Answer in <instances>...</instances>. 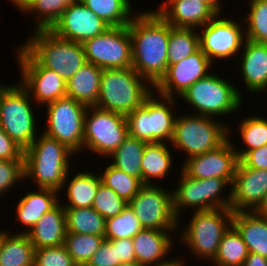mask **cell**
<instances>
[{
	"label": "cell",
	"mask_w": 267,
	"mask_h": 266,
	"mask_svg": "<svg viewBox=\"0 0 267 266\" xmlns=\"http://www.w3.org/2000/svg\"><path fill=\"white\" fill-rule=\"evenodd\" d=\"M239 161L247 168L267 169V144L248 151Z\"/></svg>",
	"instance_id": "cell-47"
},
{
	"label": "cell",
	"mask_w": 267,
	"mask_h": 266,
	"mask_svg": "<svg viewBox=\"0 0 267 266\" xmlns=\"http://www.w3.org/2000/svg\"><path fill=\"white\" fill-rule=\"evenodd\" d=\"M171 154L164 142L147 143L142 157V183L152 184L151 178H163L170 171ZM150 180V181H149Z\"/></svg>",
	"instance_id": "cell-29"
},
{
	"label": "cell",
	"mask_w": 267,
	"mask_h": 266,
	"mask_svg": "<svg viewBox=\"0 0 267 266\" xmlns=\"http://www.w3.org/2000/svg\"><path fill=\"white\" fill-rule=\"evenodd\" d=\"M38 191L27 193L18 202L17 219L29 227L28 231L21 233H28L46 212L59 203L57 196L59 191L51 188H38Z\"/></svg>",
	"instance_id": "cell-27"
},
{
	"label": "cell",
	"mask_w": 267,
	"mask_h": 266,
	"mask_svg": "<svg viewBox=\"0 0 267 266\" xmlns=\"http://www.w3.org/2000/svg\"><path fill=\"white\" fill-rule=\"evenodd\" d=\"M161 266H184L183 263L179 260H171L169 263L161 265Z\"/></svg>",
	"instance_id": "cell-54"
},
{
	"label": "cell",
	"mask_w": 267,
	"mask_h": 266,
	"mask_svg": "<svg viewBox=\"0 0 267 266\" xmlns=\"http://www.w3.org/2000/svg\"><path fill=\"white\" fill-rule=\"evenodd\" d=\"M254 212L261 214L263 216H267V191L264 195L261 205Z\"/></svg>",
	"instance_id": "cell-52"
},
{
	"label": "cell",
	"mask_w": 267,
	"mask_h": 266,
	"mask_svg": "<svg viewBox=\"0 0 267 266\" xmlns=\"http://www.w3.org/2000/svg\"><path fill=\"white\" fill-rule=\"evenodd\" d=\"M102 182L100 175L90 172H80L70 180L67 188L69 203L64 208H86L92 207L98 187Z\"/></svg>",
	"instance_id": "cell-31"
},
{
	"label": "cell",
	"mask_w": 267,
	"mask_h": 266,
	"mask_svg": "<svg viewBox=\"0 0 267 266\" xmlns=\"http://www.w3.org/2000/svg\"><path fill=\"white\" fill-rule=\"evenodd\" d=\"M229 139L218 149L186 159L182 172L194 179L221 178L231 185L239 162Z\"/></svg>",
	"instance_id": "cell-16"
},
{
	"label": "cell",
	"mask_w": 267,
	"mask_h": 266,
	"mask_svg": "<svg viewBox=\"0 0 267 266\" xmlns=\"http://www.w3.org/2000/svg\"><path fill=\"white\" fill-rule=\"evenodd\" d=\"M212 118L198 114L176 117L171 143L187 152V158L218 149L229 139L230 130Z\"/></svg>",
	"instance_id": "cell-5"
},
{
	"label": "cell",
	"mask_w": 267,
	"mask_h": 266,
	"mask_svg": "<svg viewBox=\"0 0 267 266\" xmlns=\"http://www.w3.org/2000/svg\"><path fill=\"white\" fill-rule=\"evenodd\" d=\"M38 138L24 151L25 178H33L38 188L60 192L68 177L69 157L74 152L44 133Z\"/></svg>",
	"instance_id": "cell-2"
},
{
	"label": "cell",
	"mask_w": 267,
	"mask_h": 266,
	"mask_svg": "<svg viewBox=\"0 0 267 266\" xmlns=\"http://www.w3.org/2000/svg\"><path fill=\"white\" fill-rule=\"evenodd\" d=\"M143 227L134 211L127 206L120 214L106 220L105 239H132Z\"/></svg>",
	"instance_id": "cell-38"
},
{
	"label": "cell",
	"mask_w": 267,
	"mask_h": 266,
	"mask_svg": "<svg viewBox=\"0 0 267 266\" xmlns=\"http://www.w3.org/2000/svg\"><path fill=\"white\" fill-rule=\"evenodd\" d=\"M119 266H144L137 261L121 263Z\"/></svg>",
	"instance_id": "cell-55"
},
{
	"label": "cell",
	"mask_w": 267,
	"mask_h": 266,
	"mask_svg": "<svg viewBox=\"0 0 267 266\" xmlns=\"http://www.w3.org/2000/svg\"><path fill=\"white\" fill-rule=\"evenodd\" d=\"M170 238L166 231L143 228L132 238L136 261L144 266H161L169 263L170 260L165 261L163 258L172 249Z\"/></svg>",
	"instance_id": "cell-22"
},
{
	"label": "cell",
	"mask_w": 267,
	"mask_h": 266,
	"mask_svg": "<svg viewBox=\"0 0 267 266\" xmlns=\"http://www.w3.org/2000/svg\"><path fill=\"white\" fill-rule=\"evenodd\" d=\"M178 188L172 191L173 210L178 219L180 210L187 206L195 207V211L223 208L231 209V194L227 199L221 198L223 188L229 183L226 179L206 178L194 179L181 172ZM225 199V200H224Z\"/></svg>",
	"instance_id": "cell-14"
},
{
	"label": "cell",
	"mask_w": 267,
	"mask_h": 266,
	"mask_svg": "<svg viewBox=\"0 0 267 266\" xmlns=\"http://www.w3.org/2000/svg\"><path fill=\"white\" fill-rule=\"evenodd\" d=\"M34 32L23 47L43 67L55 71L66 82L87 63L82 43L61 38L50 29Z\"/></svg>",
	"instance_id": "cell-4"
},
{
	"label": "cell",
	"mask_w": 267,
	"mask_h": 266,
	"mask_svg": "<svg viewBox=\"0 0 267 266\" xmlns=\"http://www.w3.org/2000/svg\"><path fill=\"white\" fill-rule=\"evenodd\" d=\"M66 231L105 236L106 219L94 208H64Z\"/></svg>",
	"instance_id": "cell-32"
},
{
	"label": "cell",
	"mask_w": 267,
	"mask_h": 266,
	"mask_svg": "<svg viewBox=\"0 0 267 266\" xmlns=\"http://www.w3.org/2000/svg\"><path fill=\"white\" fill-rule=\"evenodd\" d=\"M231 185V210L245 212L248 208L254 212L267 191V169L247 168L239 161Z\"/></svg>",
	"instance_id": "cell-20"
},
{
	"label": "cell",
	"mask_w": 267,
	"mask_h": 266,
	"mask_svg": "<svg viewBox=\"0 0 267 266\" xmlns=\"http://www.w3.org/2000/svg\"><path fill=\"white\" fill-rule=\"evenodd\" d=\"M22 11L40 15L36 30L51 29L56 23V0H32Z\"/></svg>",
	"instance_id": "cell-43"
},
{
	"label": "cell",
	"mask_w": 267,
	"mask_h": 266,
	"mask_svg": "<svg viewBox=\"0 0 267 266\" xmlns=\"http://www.w3.org/2000/svg\"><path fill=\"white\" fill-rule=\"evenodd\" d=\"M30 94L22 84L7 86L0 98V126L24 151L36 139Z\"/></svg>",
	"instance_id": "cell-7"
},
{
	"label": "cell",
	"mask_w": 267,
	"mask_h": 266,
	"mask_svg": "<svg viewBox=\"0 0 267 266\" xmlns=\"http://www.w3.org/2000/svg\"><path fill=\"white\" fill-rule=\"evenodd\" d=\"M110 27L127 26L132 20L129 0H79Z\"/></svg>",
	"instance_id": "cell-33"
},
{
	"label": "cell",
	"mask_w": 267,
	"mask_h": 266,
	"mask_svg": "<svg viewBox=\"0 0 267 266\" xmlns=\"http://www.w3.org/2000/svg\"><path fill=\"white\" fill-rule=\"evenodd\" d=\"M128 206L146 229L175 231L178 218L174 214L172 193L154 184H144Z\"/></svg>",
	"instance_id": "cell-13"
},
{
	"label": "cell",
	"mask_w": 267,
	"mask_h": 266,
	"mask_svg": "<svg viewBox=\"0 0 267 266\" xmlns=\"http://www.w3.org/2000/svg\"><path fill=\"white\" fill-rule=\"evenodd\" d=\"M100 176L103 184L110 187L120 198L127 202L135 197L144 185L139 178L126 174L111 164L107 166Z\"/></svg>",
	"instance_id": "cell-37"
},
{
	"label": "cell",
	"mask_w": 267,
	"mask_h": 266,
	"mask_svg": "<svg viewBox=\"0 0 267 266\" xmlns=\"http://www.w3.org/2000/svg\"><path fill=\"white\" fill-rule=\"evenodd\" d=\"M77 1L78 0H56V22L59 20L66 7H69Z\"/></svg>",
	"instance_id": "cell-50"
},
{
	"label": "cell",
	"mask_w": 267,
	"mask_h": 266,
	"mask_svg": "<svg viewBox=\"0 0 267 266\" xmlns=\"http://www.w3.org/2000/svg\"><path fill=\"white\" fill-rule=\"evenodd\" d=\"M82 45L86 61L101 69L132 67V40L128 25L109 27Z\"/></svg>",
	"instance_id": "cell-11"
},
{
	"label": "cell",
	"mask_w": 267,
	"mask_h": 266,
	"mask_svg": "<svg viewBox=\"0 0 267 266\" xmlns=\"http://www.w3.org/2000/svg\"><path fill=\"white\" fill-rule=\"evenodd\" d=\"M18 60L22 71V85L33 92L35 101L48 104L67 96V82L55 71L43 67L23 46L18 49Z\"/></svg>",
	"instance_id": "cell-15"
},
{
	"label": "cell",
	"mask_w": 267,
	"mask_h": 266,
	"mask_svg": "<svg viewBox=\"0 0 267 266\" xmlns=\"http://www.w3.org/2000/svg\"><path fill=\"white\" fill-rule=\"evenodd\" d=\"M104 240L105 236L67 232L64 246L78 266H85Z\"/></svg>",
	"instance_id": "cell-36"
},
{
	"label": "cell",
	"mask_w": 267,
	"mask_h": 266,
	"mask_svg": "<svg viewBox=\"0 0 267 266\" xmlns=\"http://www.w3.org/2000/svg\"><path fill=\"white\" fill-rule=\"evenodd\" d=\"M241 56L243 81L248 90L259 92L267 89V44L245 39Z\"/></svg>",
	"instance_id": "cell-24"
},
{
	"label": "cell",
	"mask_w": 267,
	"mask_h": 266,
	"mask_svg": "<svg viewBox=\"0 0 267 266\" xmlns=\"http://www.w3.org/2000/svg\"><path fill=\"white\" fill-rule=\"evenodd\" d=\"M232 225L240 233L248 252L267 258V216L256 212H234Z\"/></svg>",
	"instance_id": "cell-25"
},
{
	"label": "cell",
	"mask_w": 267,
	"mask_h": 266,
	"mask_svg": "<svg viewBox=\"0 0 267 266\" xmlns=\"http://www.w3.org/2000/svg\"><path fill=\"white\" fill-rule=\"evenodd\" d=\"M156 12L172 27L177 28L203 27L218 15L206 3L192 0H167Z\"/></svg>",
	"instance_id": "cell-21"
},
{
	"label": "cell",
	"mask_w": 267,
	"mask_h": 266,
	"mask_svg": "<svg viewBox=\"0 0 267 266\" xmlns=\"http://www.w3.org/2000/svg\"><path fill=\"white\" fill-rule=\"evenodd\" d=\"M241 139L247 145L242 151L235 149L239 160L248 152L267 144V120L261 117H248L239 124Z\"/></svg>",
	"instance_id": "cell-39"
},
{
	"label": "cell",
	"mask_w": 267,
	"mask_h": 266,
	"mask_svg": "<svg viewBox=\"0 0 267 266\" xmlns=\"http://www.w3.org/2000/svg\"><path fill=\"white\" fill-rule=\"evenodd\" d=\"M34 266H78L64 245L35 249Z\"/></svg>",
	"instance_id": "cell-42"
},
{
	"label": "cell",
	"mask_w": 267,
	"mask_h": 266,
	"mask_svg": "<svg viewBox=\"0 0 267 266\" xmlns=\"http://www.w3.org/2000/svg\"><path fill=\"white\" fill-rule=\"evenodd\" d=\"M159 97L163 98L161 102L151 94L141 106L125 116L129 136L147 143L172 141L176 116L168 105L171 106L175 98Z\"/></svg>",
	"instance_id": "cell-6"
},
{
	"label": "cell",
	"mask_w": 267,
	"mask_h": 266,
	"mask_svg": "<svg viewBox=\"0 0 267 266\" xmlns=\"http://www.w3.org/2000/svg\"><path fill=\"white\" fill-rule=\"evenodd\" d=\"M15 3V6H18L20 10H23L32 0H11Z\"/></svg>",
	"instance_id": "cell-53"
},
{
	"label": "cell",
	"mask_w": 267,
	"mask_h": 266,
	"mask_svg": "<svg viewBox=\"0 0 267 266\" xmlns=\"http://www.w3.org/2000/svg\"><path fill=\"white\" fill-rule=\"evenodd\" d=\"M25 178L24 160H0V195ZM3 192V193H2ZM0 196V197H1Z\"/></svg>",
	"instance_id": "cell-44"
},
{
	"label": "cell",
	"mask_w": 267,
	"mask_h": 266,
	"mask_svg": "<svg viewBox=\"0 0 267 266\" xmlns=\"http://www.w3.org/2000/svg\"><path fill=\"white\" fill-rule=\"evenodd\" d=\"M146 144L147 142L128 135L110 155L115 160L111 165L142 181L141 163Z\"/></svg>",
	"instance_id": "cell-30"
},
{
	"label": "cell",
	"mask_w": 267,
	"mask_h": 266,
	"mask_svg": "<svg viewBox=\"0 0 267 266\" xmlns=\"http://www.w3.org/2000/svg\"><path fill=\"white\" fill-rule=\"evenodd\" d=\"M212 64L199 48L187 58L168 65L166 74L154 87L161 96L173 98L174 91L181 96L193 83L209 74Z\"/></svg>",
	"instance_id": "cell-18"
},
{
	"label": "cell",
	"mask_w": 267,
	"mask_h": 266,
	"mask_svg": "<svg viewBox=\"0 0 267 266\" xmlns=\"http://www.w3.org/2000/svg\"><path fill=\"white\" fill-rule=\"evenodd\" d=\"M250 13L245 18L246 39L267 44V0H251Z\"/></svg>",
	"instance_id": "cell-40"
},
{
	"label": "cell",
	"mask_w": 267,
	"mask_h": 266,
	"mask_svg": "<svg viewBox=\"0 0 267 266\" xmlns=\"http://www.w3.org/2000/svg\"><path fill=\"white\" fill-rule=\"evenodd\" d=\"M194 30L195 28H177L170 25L168 65L187 58L200 48L199 33Z\"/></svg>",
	"instance_id": "cell-35"
},
{
	"label": "cell",
	"mask_w": 267,
	"mask_h": 266,
	"mask_svg": "<svg viewBox=\"0 0 267 266\" xmlns=\"http://www.w3.org/2000/svg\"><path fill=\"white\" fill-rule=\"evenodd\" d=\"M0 160H24V150L0 126Z\"/></svg>",
	"instance_id": "cell-46"
},
{
	"label": "cell",
	"mask_w": 267,
	"mask_h": 266,
	"mask_svg": "<svg viewBox=\"0 0 267 266\" xmlns=\"http://www.w3.org/2000/svg\"><path fill=\"white\" fill-rule=\"evenodd\" d=\"M0 231V266H34L35 247L27 233Z\"/></svg>",
	"instance_id": "cell-28"
},
{
	"label": "cell",
	"mask_w": 267,
	"mask_h": 266,
	"mask_svg": "<svg viewBox=\"0 0 267 266\" xmlns=\"http://www.w3.org/2000/svg\"><path fill=\"white\" fill-rule=\"evenodd\" d=\"M192 1H200L203 3H206L207 5H209L218 15L220 14V4L218 0H192Z\"/></svg>",
	"instance_id": "cell-51"
},
{
	"label": "cell",
	"mask_w": 267,
	"mask_h": 266,
	"mask_svg": "<svg viewBox=\"0 0 267 266\" xmlns=\"http://www.w3.org/2000/svg\"><path fill=\"white\" fill-rule=\"evenodd\" d=\"M61 206L58 203L46 212L27 233L35 249L64 245L66 216L64 206Z\"/></svg>",
	"instance_id": "cell-23"
},
{
	"label": "cell",
	"mask_w": 267,
	"mask_h": 266,
	"mask_svg": "<svg viewBox=\"0 0 267 266\" xmlns=\"http://www.w3.org/2000/svg\"><path fill=\"white\" fill-rule=\"evenodd\" d=\"M89 109L92 115L85 113L83 146L94 153L110 156L128 136L126 117L95 106Z\"/></svg>",
	"instance_id": "cell-12"
},
{
	"label": "cell",
	"mask_w": 267,
	"mask_h": 266,
	"mask_svg": "<svg viewBox=\"0 0 267 266\" xmlns=\"http://www.w3.org/2000/svg\"><path fill=\"white\" fill-rule=\"evenodd\" d=\"M46 105L48 126L44 134L55 138L77 154L78 150L84 148L85 113L89 107L67 96Z\"/></svg>",
	"instance_id": "cell-10"
},
{
	"label": "cell",
	"mask_w": 267,
	"mask_h": 266,
	"mask_svg": "<svg viewBox=\"0 0 267 266\" xmlns=\"http://www.w3.org/2000/svg\"><path fill=\"white\" fill-rule=\"evenodd\" d=\"M128 29L132 40V67L154 88L168 68L170 24L155 10L135 14Z\"/></svg>",
	"instance_id": "cell-1"
},
{
	"label": "cell",
	"mask_w": 267,
	"mask_h": 266,
	"mask_svg": "<svg viewBox=\"0 0 267 266\" xmlns=\"http://www.w3.org/2000/svg\"><path fill=\"white\" fill-rule=\"evenodd\" d=\"M117 259L121 263L136 261L132 239H117L116 240Z\"/></svg>",
	"instance_id": "cell-48"
},
{
	"label": "cell",
	"mask_w": 267,
	"mask_h": 266,
	"mask_svg": "<svg viewBox=\"0 0 267 266\" xmlns=\"http://www.w3.org/2000/svg\"><path fill=\"white\" fill-rule=\"evenodd\" d=\"M103 69L92 63L82 66L66 84L67 97L87 107L96 106Z\"/></svg>",
	"instance_id": "cell-26"
},
{
	"label": "cell",
	"mask_w": 267,
	"mask_h": 266,
	"mask_svg": "<svg viewBox=\"0 0 267 266\" xmlns=\"http://www.w3.org/2000/svg\"><path fill=\"white\" fill-rule=\"evenodd\" d=\"M248 249L237 229L231 225L220 241L213 262L217 266H243Z\"/></svg>",
	"instance_id": "cell-34"
},
{
	"label": "cell",
	"mask_w": 267,
	"mask_h": 266,
	"mask_svg": "<svg viewBox=\"0 0 267 266\" xmlns=\"http://www.w3.org/2000/svg\"><path fill=\"white\" fill-rule=\"evenodd\" d=\"M181 97L202 116L228 115L242 105L237 88L212 73L193 83Z\"/></svg>",
	"instance_id": "cell-9"
},
{
	"label": "cell",
	"mask_w": 267,
	"mask_h": 266,
	"mask_svg": "<svg viewBox=\"0 0 267 266\" xmlns=\"http://www.w3.org/2000/svg\"><path fill=\"white\" fill-rule=\"evenodd\" d=\"M216 15L203 26L199 34V45L203 53L213 63L214 58H227L240 51L243 44V32L238 23L231 19H218Z\"/></svg>",
	"instance_id": "cell-17"
},
{
	"label": "cell",
	"mask_w": 267,
	"mask_h": 266,
	"mask_svg": "<svg viewBox=\"0 0 267 266\" xmlns=\"http://www.w3.org/2000/svg\"><path fill=\"white\" fill-rule=\"evenodd\" d=\"M127 206V201L120 198L110 187L100 183L92 204V208L100 215L107 220L120 214Z\"/></svg>",
	"instance_id": "cell-41"
},
{
	"label": "cell",
	"mask_w": 267,
	"mask_h": 266,
	"mask_svg": "<svg viewBox=\"0 0 267 266\" xmlns=\"http://www.w3.org/2000/svg\"><path fill=\"white\" fill-rule=\"evenodd\" d=\"M120 264V260L117 259L116 240L105 239L85 266H119Z\"/></svg>",
	"instance_id": "cell-45"
},
{
	"label": "cell",
	"mask_w": 267,
	"mask_h": 266,
	"mask_svg": "<svg viewBox=\"0 0 267 266\" xmlns=\"http://www.w3.org/2000/svg\"><path fill=\"white\" fill-rule=\"evenodd\" d=\"M147 81L133 67L103 69L95 107L126 116L141 106L152 94V90L145 85Z\"/></svg>",
	"instance_id": "cell-3"
},
{
	"label": "cell",
	"mask_w": 267,
	"mask_h": 266,
	"mask_svg": "<svg viewBox=\"0 0 267 266\" xmlns=\"http://www.w3.org/2000/svg\"><path fill=\"white\" fill-rule=\"evenodd\" d=\"M233 213L223 208L195 211L182 241L194 254L213 261L223 235L232 225Z\"/></svg>",
	"instance_id": "cell-8"
},
{
	"label": "cell",
	"mask_w": 267,
	"mask_h": 266,
	"mask_svg": "<svg viewBox=\"0 0 267 266\" xmlns=\"http://www.w3.org/2000/svg\"><path fill=\"white\" fill-rule=\"evenodd\" d=\"M110 26L94 14L81 1L71 4L50 29L57 36L83 43L104 33Z\"/></svg>",
	"instance_id": "cell-19"
},
{
	"label": "cell",
	"mask_w": 267,
	"mask_h": 266,
	"mask_svg": "<svg viewBox=\"0 0 267 266\" xmlns=\"http://www.w3.org/2000/svg\"><path fill=\"white\" fill-rule=\"evenodd\" d=\"M243 266H267V258L257 253H248Z\"/></svg>",
	"instance_id": "cell-49"
},
{
	"label": "cell",
	"mask_w": 267,
	"mask_h": 266,
	"mask_svg": "<svg viewBox=\"0 0 267 266\" xmlns=\"http://www.w3.org/2000/svg\"><path fill=\"white\" fill-rule=\"evenodd\" d=\"M5 88H6L5 86L0 85V98H1V94H2V92H3V90H4Z\"/></svg>",
	"instance_id": "cell-56"
}]
</instances>
